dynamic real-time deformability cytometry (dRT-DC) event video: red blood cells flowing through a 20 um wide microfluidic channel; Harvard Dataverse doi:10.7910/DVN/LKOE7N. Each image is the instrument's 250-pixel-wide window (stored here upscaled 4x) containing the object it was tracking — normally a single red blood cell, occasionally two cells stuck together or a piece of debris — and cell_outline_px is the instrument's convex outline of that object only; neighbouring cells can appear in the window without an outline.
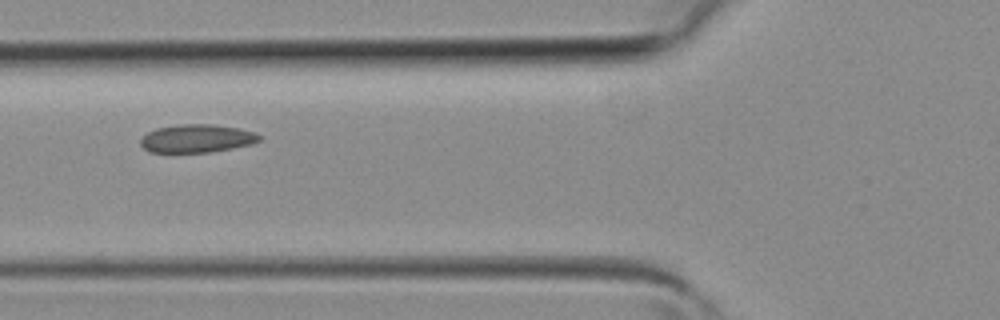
{"species": "common noctule bat (a hibernating species)", "species_latin": "Nyctalus noctula", "temperature_condition": "room temperature", "stored_images_in_passage": 5, "camera_frame_rate_fps": 3000, "um_per_image_px": 0.085, "animal": {"sex": "female", "body_mass_g": 19.3, "forearm_length_mm": 54.1}, "frame": {"image": 1, "passage_image": 4, "time_ms": 1.0, "image_size_px": [1000, 320], "cell_outline_px": [[260, 140], [252, 144], [232, 148], [208, 152], [148, 152], [140, 144], [140, 140], [148, 132], [156, 128], [180, 124], [212, 124], [240, 128], [256, 132], [260, 136]], "centroid_in_image_um": [16.74, 11.76], "position_along_channel_um": 109.1, "area_um2": 19.48}}
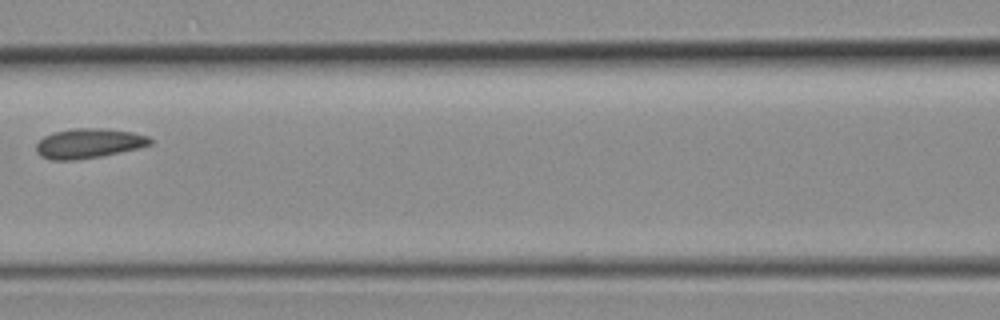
{"frame": {"image": 2, "passage_image": 5, "time_ms": 1.333, "image_size_px": [1000, 320], "cell_outline_px": [[152, 144], [140, 148], [100, 156], [76, 160], [52, 160], [40, 156], [36, 152], [36, 144], [44, 136], [56, 132], [72, 128], [104, 128], [132, 132], [148, 136], [152, 140]], "centroid_in_image_um": [7.54, 12.18], "position_along_channel_um": 159.1, "area_um2": 19.77}}